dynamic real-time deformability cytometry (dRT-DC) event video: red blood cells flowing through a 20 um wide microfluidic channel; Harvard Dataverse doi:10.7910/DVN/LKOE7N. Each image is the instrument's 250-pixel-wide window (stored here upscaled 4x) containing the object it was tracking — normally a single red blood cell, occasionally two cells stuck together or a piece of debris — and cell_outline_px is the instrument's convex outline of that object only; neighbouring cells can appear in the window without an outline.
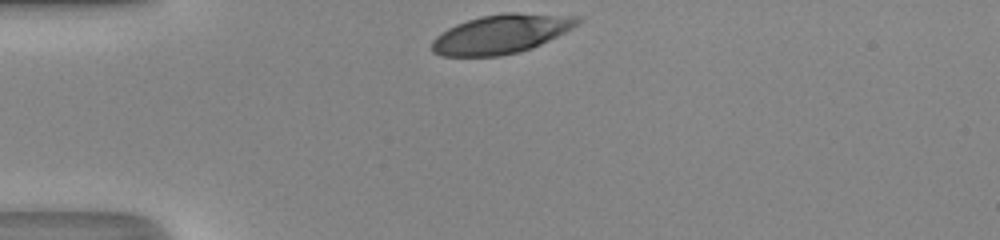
{"species": "human", "species_latin": "Homo sapiens", "temperature_condition": "room temperature", "stored_images_in_passage": 27, "camera_frame_rate_fps": 3000, "um_per_image_px": 0.085, "donor": {"sex": "male"}, "frame": {"image": 1, "passage_image": 1, "time_ms": 0.0, "image_size_px": [1000, 240], "cell_outline_px": [[584, 20], [580, 24], [532, 48], [520, 52], [500, 56], [440, 56], [432, 52], [432, 40], [436, 36], [448, 28], [456, 24], [480, 16], [504, 12], [516, 12], [584, 16]], "centroid_in_image_um": [42.64, 2.87], "position_along_channel_um": 42.4, "area_um2": 33.47}}
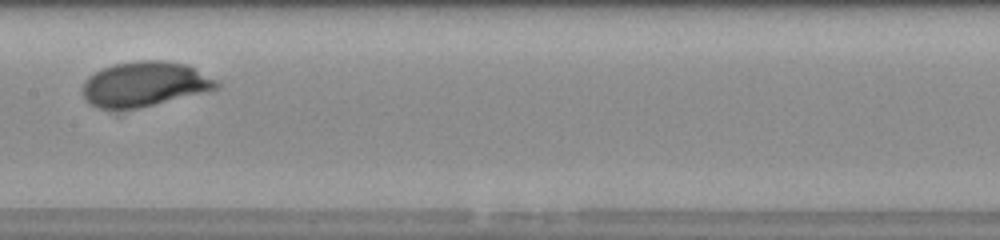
{"frame": {"image": 2, "passage_image": 14, "time_ms": 4.333, "image_size_px": [1000, 240], "cell_outline_px": [[220, 88], [140, 108], [96, 108], [88, 104], [84, 100], [80, 92], [84, 80], [88, 76], [104, 68], [116, 64], [136, 60], [164, 60], [188, 64], [216, 80], [220, 84]], "centroid_in_image_um": [12.25, 7.15], "position_along_channel_um": 195.1, "area_um2": 35.26}}
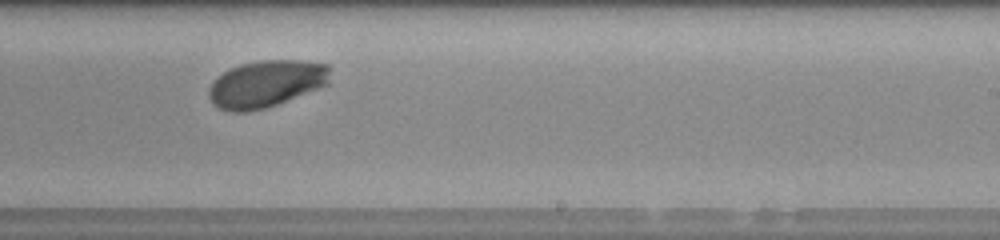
{"frame": {"image": 3, "passage_image": 19, "time_ms": 6.0, "image_size_px": [1000, 240], "cell_outline_px": [[328, 84], [276, 104], [264, 108], [248, 112], [232, 112], [220, 108], [212, 104], [208, 96], [208, 88], [212, 80], [216, 76], [240, 64], [260, 60], [300, 60], [328, 64]], "centroid_in_image_um": [22.55, 7.12], "position_along_channel_um": 266.4, "area_um2": 33.06}, "authors_computed_cell_mechanics": {"area_um2": 34.5066, "velocity_mm_per_s": 4.2787, "shape_relaxation_time_tau1_ms": 3.0381, "shape_relaxation_time_tau2_ms": null, "deformation_change_tau1": 0.1918, "deformation_change_tau2": null}}